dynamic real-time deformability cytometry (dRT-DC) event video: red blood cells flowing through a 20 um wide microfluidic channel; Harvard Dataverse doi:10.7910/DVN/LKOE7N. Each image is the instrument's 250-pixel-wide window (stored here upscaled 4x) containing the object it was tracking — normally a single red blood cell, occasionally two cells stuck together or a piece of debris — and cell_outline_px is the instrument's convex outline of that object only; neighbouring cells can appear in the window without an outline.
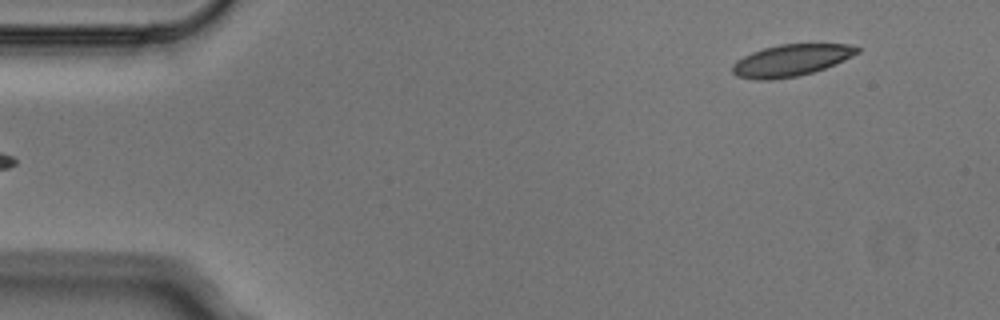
{"species": "Egyptian fruit bat (a non-hibernating species)", "species_latin": "Rousettus aegyptiacus", "temperature_condition": "cold", "stored_images_in_passage": 5, "segment_of_instrument_passage": [2, 2], "camera_frame_rate_fps": 3000, "um_per_image_px": 0.085, "animal": {"sex": "male"}, "frame": {"image": 1, "passage_image": 5, "time_ms": 1.333, "image_size_px": [1000, 320], "cell_outline_px": [[860, 52], [844, 60], [824, 68], [812, 72], [796, 76], [772, 80], [756, 80], [736, 76], [732, 72], [732, 64], [736, 60], [752, 52], [764, 48], [780, 44], [848, 44], [860, 48]], "centroid_in_image_um": [67.21, 5.13], "position_along_channel_um": 17.8, "area_um2": 23.0}}